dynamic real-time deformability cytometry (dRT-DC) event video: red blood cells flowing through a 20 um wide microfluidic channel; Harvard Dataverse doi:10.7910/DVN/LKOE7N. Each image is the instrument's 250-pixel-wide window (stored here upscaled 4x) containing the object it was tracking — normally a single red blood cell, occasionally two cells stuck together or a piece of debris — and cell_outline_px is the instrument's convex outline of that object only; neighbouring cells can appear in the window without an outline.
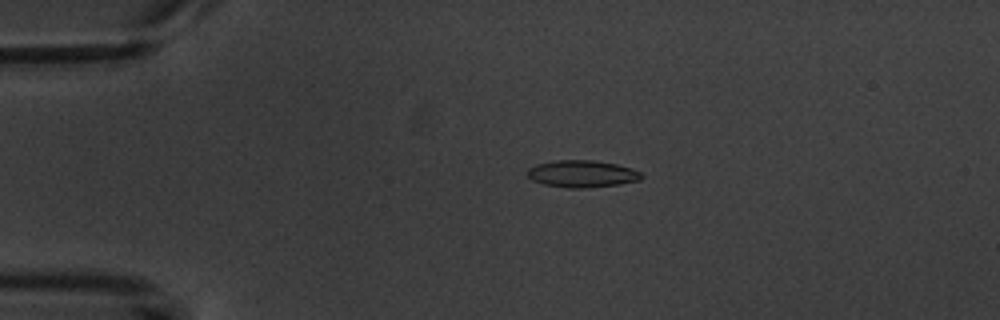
{"species": "common noctule bat (a hibernating species)", "species_latin": "Nyctalus noctula", "temperature_condition": "warm", "stored_images_in_passage": 7, "camera_frame_rate_fps": 3000, "um_per_image_px": 0.085, "animal": {"sex": "male", "body_mass_g": 20.1, "forearm_length_mm": 53.5}, "frame": {"image": 1, "passage_image": 4, "time_ms": 3.667, "image_size_px": [1000, 320], "cell_outline_px": [[644, 176], [640, 180], [620, 184], [580, 188], [568, 188], [544, 184], [532, 180], [524, 172], [528, 168], [536, 164], [556, 160], [592, 160], [616, 164], [632, 168], [640, 172]], "centroid_in_image_um": [49.45, 14.77], "position_along_channel_um": 35.5, "area_um2": 18.03}}